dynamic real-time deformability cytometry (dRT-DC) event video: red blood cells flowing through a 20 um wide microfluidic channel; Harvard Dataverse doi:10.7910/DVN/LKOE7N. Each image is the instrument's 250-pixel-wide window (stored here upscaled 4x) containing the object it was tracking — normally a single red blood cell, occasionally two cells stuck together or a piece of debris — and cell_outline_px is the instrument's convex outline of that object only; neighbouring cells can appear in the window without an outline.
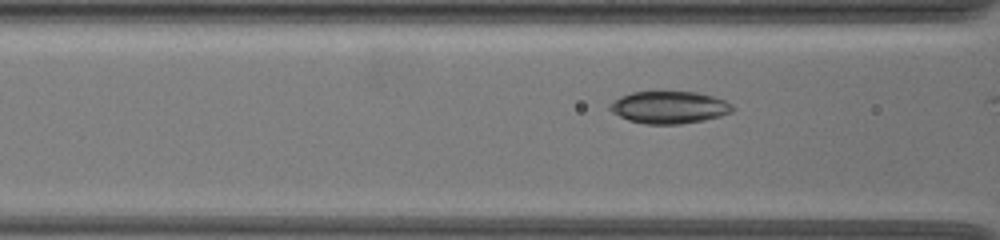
{"species": "common noctule bat (a hibernating species)", "species_latin": "Nyctalus noctula", "temperature_condition": "warm", "stored_images_in_passage": 7, "camera_frame_rate_fps": 3000, "um_per_image_px": 0.085, "animal": {"sex": "female", "body_mass_g": 19.5, "forearm_length_mm": 54.1}, "frame": {"image": 1, "passage_image": 5, "time_ms": 1.333, "image_size_px": [1000, 240], "cell_outline_px": [[736, 108], [732, 112], [720, 116], [704, 120], [680, 124], [648, 124], [628, 120], [612, 112], [608, 108], [608, 104], [620, 96], [632, 92], [696, 92], [712, 96], [724, 100], [732, 104]], "centroid_in_image_um": [56.88, 9.12], "position_along_channel_um": 109.7, "area_um2": 23.06}}